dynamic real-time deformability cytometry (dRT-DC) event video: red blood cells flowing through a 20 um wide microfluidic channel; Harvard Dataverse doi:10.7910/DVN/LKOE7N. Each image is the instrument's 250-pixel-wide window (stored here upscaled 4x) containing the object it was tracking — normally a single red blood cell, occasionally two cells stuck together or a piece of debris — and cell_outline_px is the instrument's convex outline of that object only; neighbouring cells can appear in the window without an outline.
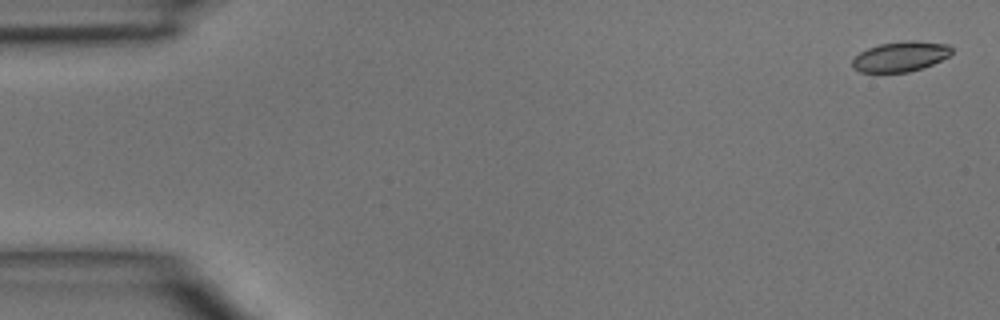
{"species": "common noctule bat (a hibernating species)", "species_latin": "Nyctalus noctula", "temperature_condition": "room temperature", "stored_images_in_passage": 5, "camera_frame_rate_fps": 3000, "um_per_image_px": 0.085, "animal": {"sex": "male", "body_mass_g": 15.6}, "frame": {"image": 1, "passage_image": 1, "time_ms": 0.0, "image_size_px": [1000, 320], "cell_outline_px": [[952, 52], [948, 56], [924, 68], [908, 72], [860, 72], [852, 68], [852, 60], [860, 52], [868, 48], [880, 44], [904, 40], [916, 40], [948, 44], [952, 48]], "centroid_in_image_um": [76.54, 4.8], "position_along_channel_um": 8.5, "area_um2": 17.51}}
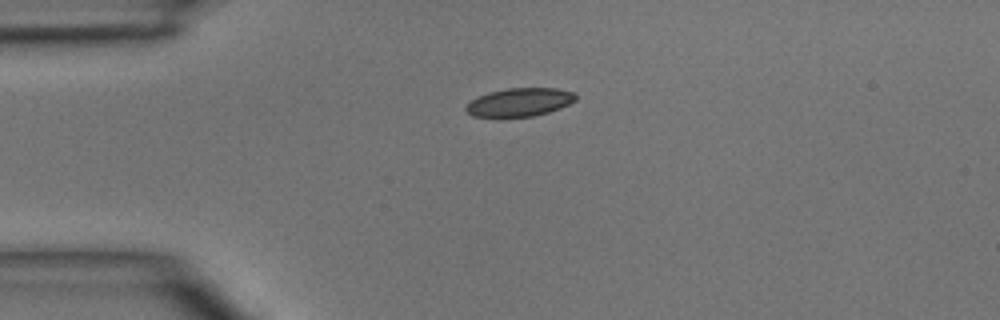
{"frame": {"image": 2, "passage_image": 4, "time_ms": 3.333, "image_size_px": [1000, 320], "cell_outline_px": [[576, 100], [560, 108], [548, 112], [532, 116], [472, 116], [464, 108], [472, 100], [488, 92], [508, 88], [556, 88], [572, 92], [576, 96]], "centroid_in_image_um": [44.18, 8.67], "position_along_channel_um": 40.8, "area_um2": 17.74}}
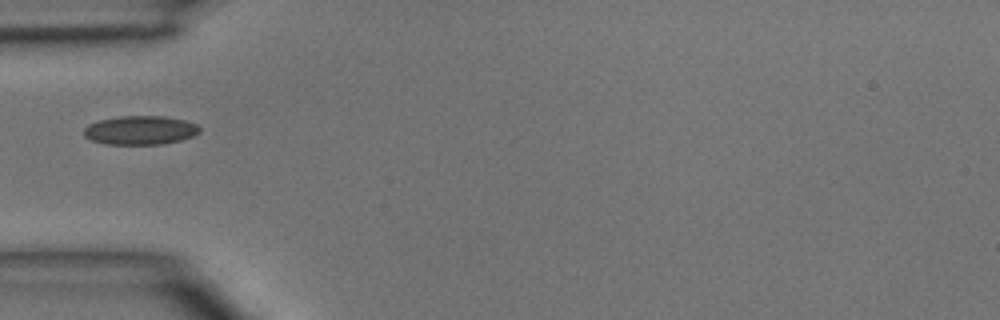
{"frame": {"image": 3, "passage_image": 5, "time_ms": 4.667, "image_size_px": [1000, 320], "cell_outline_px": [[200, 132], [192, 136], [180, 140], [164, 144], [104, 144], [92, 140], [84, 136], [84, 128], [88, 124], [100, 120], [120, 116], [164, 116], [184, 120], [196, 124], [200, 128]], "centroid_in_image_um": [11.92, 11.07], "position_along_channel_um": 73.1, "area_um2": 19.42}}